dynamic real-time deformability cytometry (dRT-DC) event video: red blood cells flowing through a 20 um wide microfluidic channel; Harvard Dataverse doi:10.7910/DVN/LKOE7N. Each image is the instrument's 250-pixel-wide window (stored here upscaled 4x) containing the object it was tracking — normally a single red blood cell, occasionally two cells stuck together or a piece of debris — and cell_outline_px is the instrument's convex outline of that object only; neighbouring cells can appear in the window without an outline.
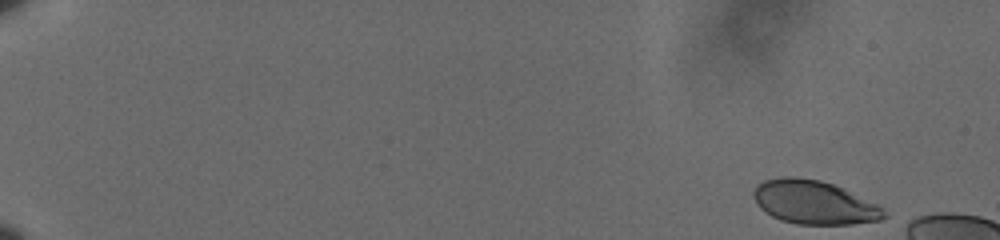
{"species": "human", "species_latin": "Homo sapiens", "temperature_condition": "cold", "stored_images_in_passage": 16, "camera_frame_rate_fps": 3000, "um_per_image_px": 0.085, "donor": {"sex": "male"}, "frame": {"image": 1, "passage_image": 1, "time_ms": 0.0, "image_size_px": [1000, 240], "cell_outline_px": [[888, 216], [880, 220], [852, 224], [796, 224], [780, 220], [772, 216], [760, 208], [752, 196], [752, 192], [756, 184], [764, 180], [784, 176], [792, 176], [820, 180], [844, 188], [880, 204]], "centroid_in_image_um": [69.21, 17.19], "position_along_channel_um": 15.8, "area_um2": 33.58}}